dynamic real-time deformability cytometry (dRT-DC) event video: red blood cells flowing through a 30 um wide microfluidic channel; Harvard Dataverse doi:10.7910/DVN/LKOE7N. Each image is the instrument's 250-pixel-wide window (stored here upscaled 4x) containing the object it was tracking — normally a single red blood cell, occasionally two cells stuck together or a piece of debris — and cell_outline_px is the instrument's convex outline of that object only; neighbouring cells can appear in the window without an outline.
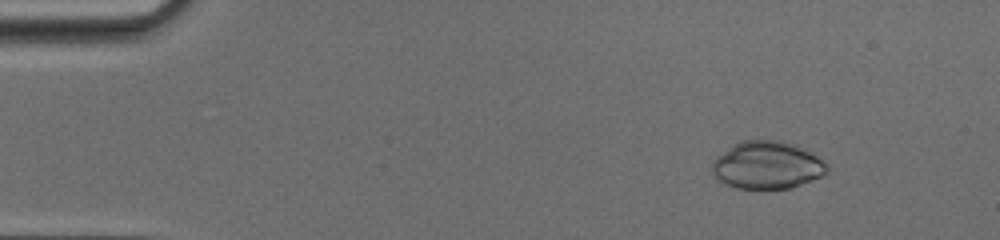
{"species": "common noctule bat (a hibernating species)", "species_latin": "Nyctalus noctula", "temperature_condition": "cold", "stored_images_in_passage": 49, "camera_frame_rate_fps": 3000, "um_per_image_px": 0.085, "animal": {"sex": "female", "body_mass_g": 17.0, "forearm_length_mm": 48.0}, "frame": {"image": 1, "passage_image": 6, "time_ms": 1.667, "image_size_px": [1000, 240], "cell_outline_px": [[828, 172], [820, 176], [800, 184], [788, 188], [736, 188], [724, 184], [712, 176], [712, 160], [716, 156], [740, 140], [780, 140], [796, 144], [812, 152], [828, 168]], "centroid_in_image_um": [65.14, 14.02], "position_along_channel_um": 19.9, "area_um2": 31.85}}
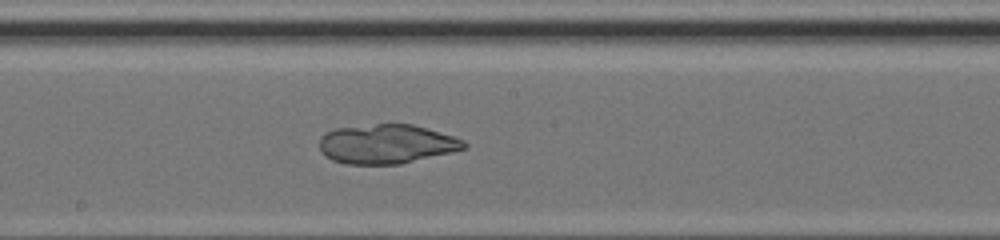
{"frame": {"image": 2, "passage_image": 27, "time_ms": 8.667, "image_size_px": [1000, 240], "cell_outline_px": [[468, 148], [452, 152], [400, 164], [344, 164], [332, 160], [320, 148], [320, 136], [336, 128], [376, 124], [412, 124], [452, 136], [464, 140], [468, 144]], "centroid_in_image_um": [32.89, 12.24], "position_along_channel_um": 215.3, "area_um2": 32.89}}
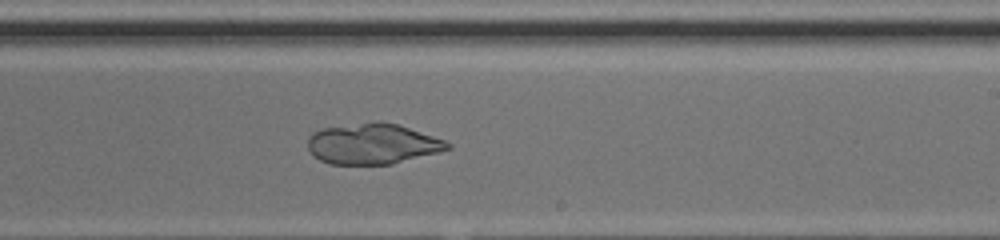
{"frame": {"image": 3, "passage_image": 30, "time_ms": 9.667, "image_size_px": [1000, 240], "cell_outline_px": [[452, 148], [440, 152], [392, 164], [328, 164], [312, 156], [308, 148], [308, 136], [312, 132], [320, 128], [376, 120], [380, 120], [396, 124], [444, 140], [452, 144]], "centroid_in_image_um": [31.63, 12.22], "position_along_channel_um": 257.4, "area_um2": 33.41}}